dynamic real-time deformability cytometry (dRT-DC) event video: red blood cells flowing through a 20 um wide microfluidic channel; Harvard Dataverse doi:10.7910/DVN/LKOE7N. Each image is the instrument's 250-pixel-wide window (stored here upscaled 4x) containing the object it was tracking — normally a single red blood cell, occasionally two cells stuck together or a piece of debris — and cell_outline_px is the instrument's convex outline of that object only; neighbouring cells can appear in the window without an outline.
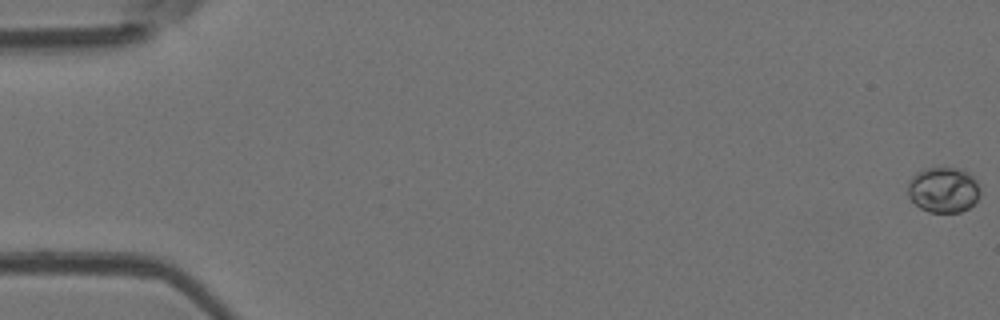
{"species": "Egyptian fruit bat (a non-hibernating species)", "species_latin": "Rousettus aegyptiacus", "temperature_condition": "room temperature", "stored_images_in_passage": 18, "camera_frame_rate_fps": 3000, "um_per_image_px": 0.085, "animal": {"sex": "female"}, "frame": {"image": 1, "passage_image": 1, "time_ms": 0.0, "image_size_px": [1000, 320], "cell_outline_px": [[980, 188], [976, 200], [968, 208], [960, 212], [928, 212], [920, 208], [908, 196], [908, 180], [912, 176], [928, 168], [956, 168], [968, 172], [976, 180]], "centroid_in_image_um": [80.18, 16.14], "position_along_channel_um": 4.8, "area_um2": 18.96}}